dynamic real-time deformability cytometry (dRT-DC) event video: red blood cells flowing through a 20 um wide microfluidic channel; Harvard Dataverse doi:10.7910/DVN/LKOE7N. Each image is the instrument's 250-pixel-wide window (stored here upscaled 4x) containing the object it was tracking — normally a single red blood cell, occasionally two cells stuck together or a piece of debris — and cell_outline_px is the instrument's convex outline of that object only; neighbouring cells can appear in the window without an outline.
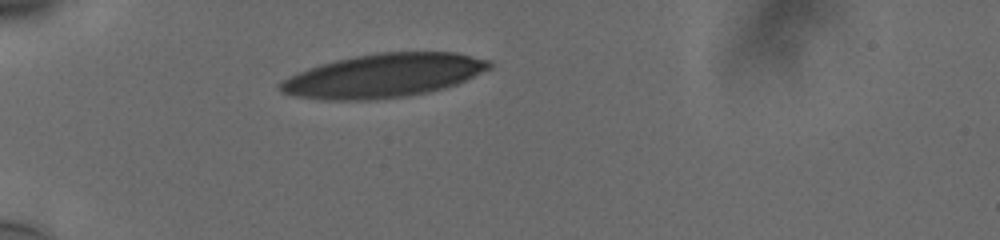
{"species": "human", "species_latin": "Homo sapiens", "temperature_condition": "cold", "stored_images_in_passage": 6, "camera_frame_rate_fps": 3000, "um_per_image_px": 0.085, "donor": {"sex": "male"}, "frame": {"image": 1, "passage_image": 1, "time_ms": 0.0, "image_size_px": [1000, 240], "cell_outline_px": [[492, 68], [456, 84], [444, 88], [428, 92], [404, 96], [376, 100], [324, 100], [292, 96], [280, 92], [276, 84], [288, 76], [296, 72], [320, 64], [336, 60], [376, 52], [456, 52], [492, 60]], "centroid_in_image_um": [32.57, 6.43], "position_along_channel_um": 52.4, "area_um2": 53.7}}
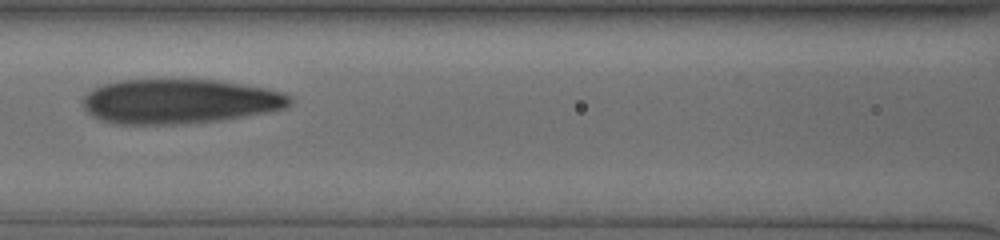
{"frame": {"image": 2, "passage_image": 5, "time_ms": 1.333, "image_size_px": [1000, 240], "cell_outline_px": [[292, 100], [288, 108], [244, 116], [220, 120], [184, 124], [116, 124], [100, 120], [92, 116], [84, 108], [84, 96], [88, 92], [104, 84], [120, 80], [216, 80], [268, 88], [284, 92], [292, 96]], "centroid_in_image_um": [15.29, 8.62], "position_along_channel_um": 151.3, "area_um2": 53.87}}